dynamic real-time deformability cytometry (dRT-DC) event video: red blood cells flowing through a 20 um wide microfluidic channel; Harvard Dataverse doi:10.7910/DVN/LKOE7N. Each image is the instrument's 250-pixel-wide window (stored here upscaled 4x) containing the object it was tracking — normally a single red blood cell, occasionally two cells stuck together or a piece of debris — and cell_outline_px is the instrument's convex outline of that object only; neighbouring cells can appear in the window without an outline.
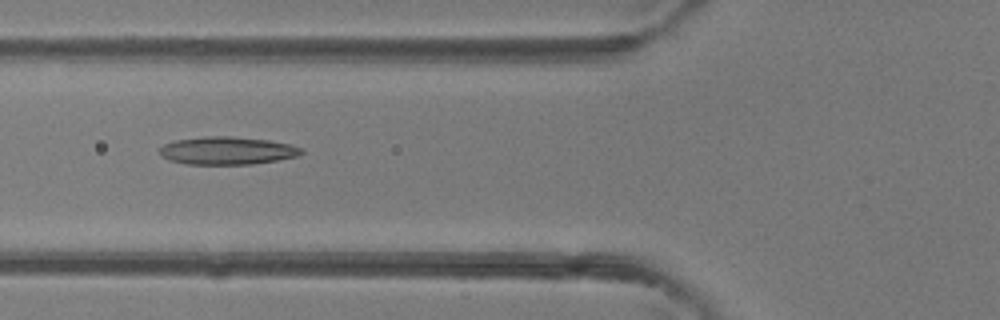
{"species": "common noctule bat (a hibernating species)", "species_latin": "Nyctalus noctula", "temperature_condition": "room temperature", "stored_images_in_passage": 5, "camera_frame_rate_fps": 3000, "um_per_image_px": 0.085, "animal": {"sex": "female"}, "frame": {"image": 1, "passage_image": 4, "time_ms": 4.333, "image_size_px": [1000, 320], "cell_outline_px": [[304, 152], [296, 156], [276, 160], [252, 164], [188, 164], [168, 160], [160, 156], [160, 148], [164, 144], [176, 140], [204, 136], [232, 136], [268, 140], [288, 144], [300, 148]], "centroid_in_image_um": [19.26, 12.8], "position_along_channel_um": 106.5, "area_um2": 22.83}}
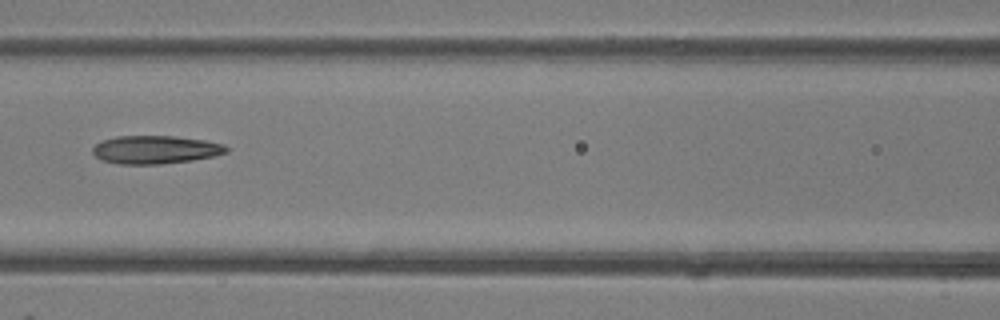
{"frame": {"image": 2, "passage_image": 5, "time_ms": 5.333, "image_size_px": [1000, 320], "cell_outline_px": [[228, 152], [212, 156], [192, 160], [160, 164], [120, 164], [100, 160], [92, 152], [92, 148], [96, 144], [104, 140], [116, 136], [172, 136], [204, 140], [224, 144], [228, 148]], "centroid_in_image_um": [13.19, 12.72], "position_along_channel_um": 153.4, "area_um2": 21.85}}